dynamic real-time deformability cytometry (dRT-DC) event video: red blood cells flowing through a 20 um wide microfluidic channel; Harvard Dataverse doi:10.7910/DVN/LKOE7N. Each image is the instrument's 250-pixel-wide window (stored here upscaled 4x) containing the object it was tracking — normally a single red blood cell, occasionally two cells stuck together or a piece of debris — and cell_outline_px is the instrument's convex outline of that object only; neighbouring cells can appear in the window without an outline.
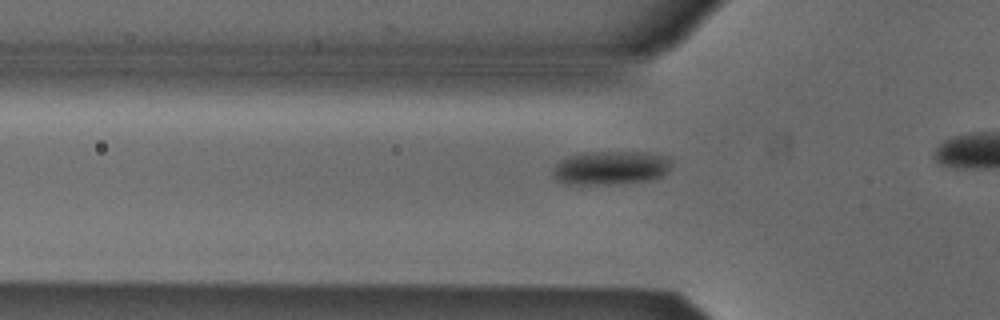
{"species": "Egyptian fruit bat (a non-hibernating species)", "species_latin": "Rousettus aegyptiacus", "temperature_condition": "cold", "stored_images_in_passage": 15, "camera_frame_rate_fps": 3000, "um_per_image_px": 0.085, "animal": {"sex": "male"}, "frame": {"image": 1, "passage_image": 9, "time_ms": 2.667, "image_size_px": [1000, 320], "cell_outline_px": [[668, 172], [664, 176], [652, 180], [620, 184], [568, 184], [556, 180], [552, 176], [552, 168], [560, 160], [568, 156], [584, 152], [644, 152], [668, 156]], "centroid_in_image_um": [51.88, 14.27], "position_along_channel_um": 73.9, "area_um2": 23.58}}
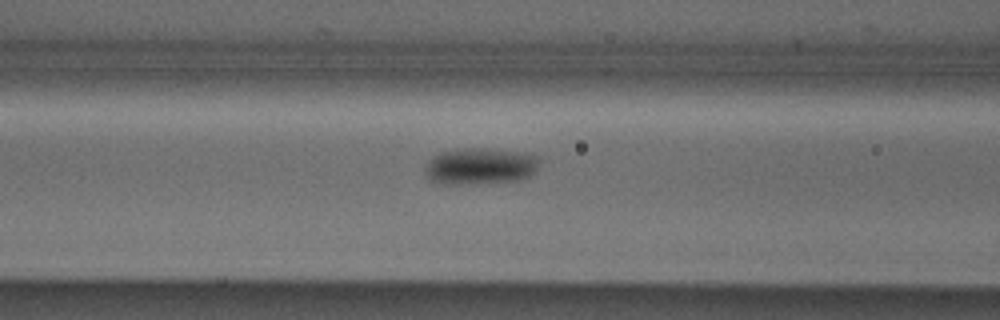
{"frame": {"image": 2, "passage_image": 13, "time_ms": 4.0, "image_size_px": [1000, 320], "cell_outline_px": [[540, 160], [536, 172], [528, 176], [516, 180], [472, 184], [440, 184], [432, 180], [428, 176], [424, 168], [432, 156], [456, 148], [488, 148], [524, 152], [540, 156]], "centroid_in_image_um": [40.85, 14.11], "position_along_channel_um": 125.8, "area_um2": 24.57}}